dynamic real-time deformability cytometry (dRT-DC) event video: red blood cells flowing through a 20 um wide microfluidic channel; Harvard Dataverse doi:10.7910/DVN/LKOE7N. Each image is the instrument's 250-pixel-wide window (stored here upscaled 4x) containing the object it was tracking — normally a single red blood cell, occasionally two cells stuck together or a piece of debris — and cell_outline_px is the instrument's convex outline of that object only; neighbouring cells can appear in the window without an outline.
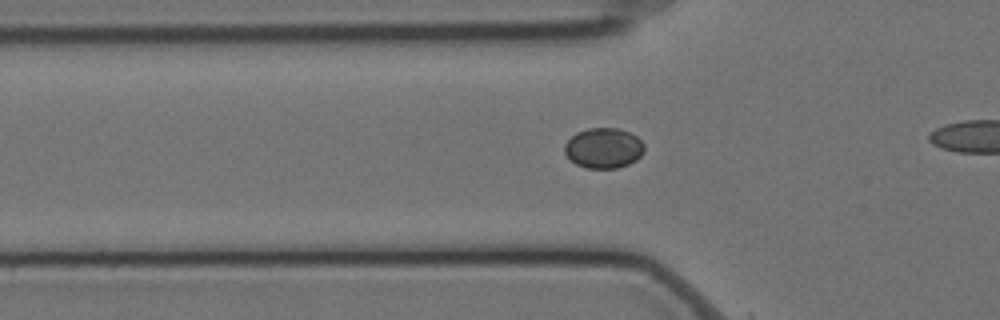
{"species": "Egyptian fruit bat (a non-hibernating species)", "species_latin": "Rousettus aegyptiacus", "temperature_condition": "cold", "stored_images_in_passage": 10, "camera_frame_rate_fps": 3000, "um_per_image_px": 0.085, "animal": {"sex": "female"}, "frame": {"image": 1, "passage_image": 9, "time_ms": 2.667, "image_size_px": [1000, 320], "cell_outline_px": [[644, 152], [636, 160], [628, 164], [616, 168], [588, 168], [576, 164], [564, 152], [564, 144], [576, 132], [588, 128], [616, 128], [628, 132], [636, 136], [644, 144]], "centroid_in_image_um": [51.3, 12.58], "position_along_channel_um": 74.5, "area_um2": 18.61}}